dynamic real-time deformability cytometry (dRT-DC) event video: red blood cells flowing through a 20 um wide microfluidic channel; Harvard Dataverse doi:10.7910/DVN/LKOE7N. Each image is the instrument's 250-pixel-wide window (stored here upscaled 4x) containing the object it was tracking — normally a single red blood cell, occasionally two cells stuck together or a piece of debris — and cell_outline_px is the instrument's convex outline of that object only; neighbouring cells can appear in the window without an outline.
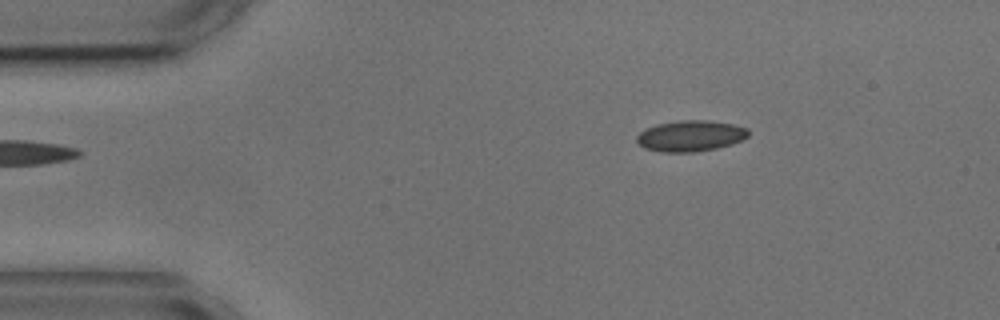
{"species": "common noctule bat (a hibernating species)", "species_latin": "Nyctalus noctula", "temperature_condition": "cold", "stored_images_in_passage": 2, "camera_frame_rate_fps": 3000, "um_per_image_px": 0.085, "animal": {"sex": "male", "body_mass_g": 17.9, "forearm_length_mm": 54.2}, "frame": {"image": 1, "passage_image": 2, "time_ms": 1.333, "image_size_px": [1000, 320], "cell_outline_px": [[748, 136], [744, 140], [732, 144], [716, 148], [696, 152], [660, 152], [644, 148], [636, 140], [636, 136], [640, 132], [656, 124], [680, 120], [708, 120], [732, 124], [748, 128]], "centroid_in_image_um": [58.71, 11.55], "position_along_channel_um": 26.3, "area_um2": 20.23}}